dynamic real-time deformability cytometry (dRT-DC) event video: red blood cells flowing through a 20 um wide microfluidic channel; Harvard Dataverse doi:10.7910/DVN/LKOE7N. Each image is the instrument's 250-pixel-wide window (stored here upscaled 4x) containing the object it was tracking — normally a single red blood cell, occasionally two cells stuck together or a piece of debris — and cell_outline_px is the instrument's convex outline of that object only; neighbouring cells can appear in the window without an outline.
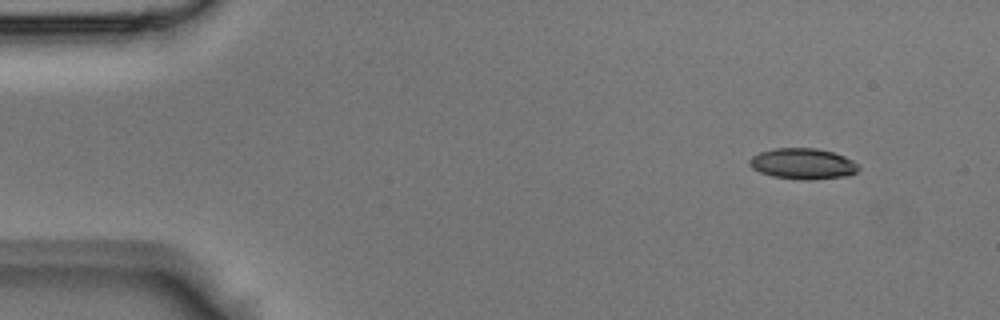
{"species": "Egyptian fruit bat (a non-hibernating species)", "species_latin": "Rousettus aegyptiacus", "temperature_condition": "room temperature", "stored_images_in_passage": 40, "camera_frame_rate_fps": 3000, "um_per_image_px": 0.085, "animal": {"sex": "male"}, "frame": {"image": 1, "passage_image": 1, "time_ms": 0.0, "image_size_px": [1000, 320], "cell_outline_px": [[860, 168], [856, 172], [848, 176], [812, 180], [800, 180], [772, 176], [760, 172], [752, 168], [748, 164], [748, 160], [752, 156], [760, 152], [772, 148], [816, 148], [832, 152], [844, 156], [860, 164]], "centroid_in_image_um": [68.25, 13.92], "position_along_channel_um": 16.8, "area_um2": 19.88}}
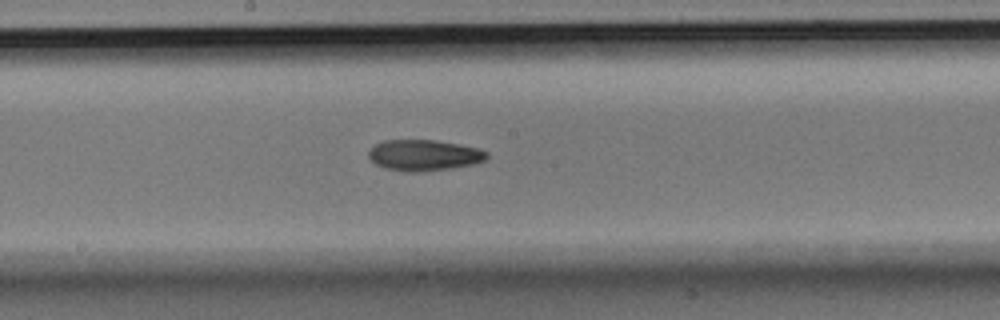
{"frame": {"image": 2, "passage_image": 20, "time_ms": 6.333, "image_size_px": [1000, 320], "cell_outline_px": [[488, 156], [484, 160], [476, 164], [452, 168], [420, 172], [408, 172], [384, 168], [376, 164], [368, 156], [368, 152], [376, 144], [384, 140], [436, 140], [460, 144], [476, 148], [488, 152]], "centroid_in_image_um": [36.05, 13.2], "position_along_channel_um": 212.1, "area_um2": 21.39}}
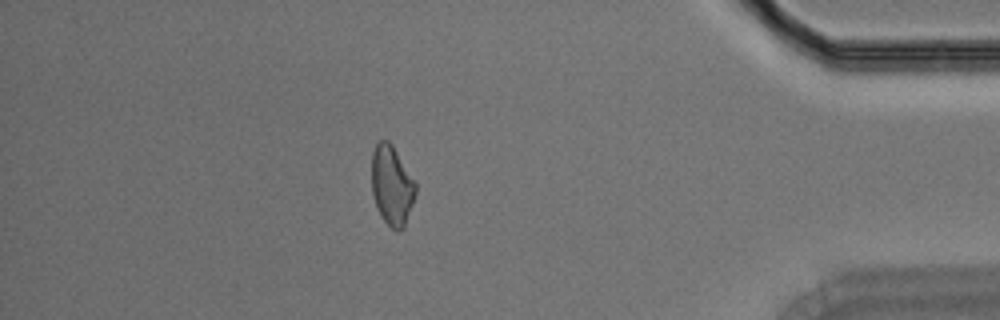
{"frame": {"image": 3, "passage_image": 35, "time_ms": 11.333, "image_size_px": [1000, 320], "cell_outline_px": [[416, 192], [404, 228], [400, 232], [396, 232], [384, 220], [376, 204], [372, 192], [372, 152], [376, 144], [380, 140], [388, 140], [392, 144], [416, 184]], "centroid_in_image_um": [33.3, 15.76], "position_along_channel_um": 401.9, "area_um2": 20.11}}